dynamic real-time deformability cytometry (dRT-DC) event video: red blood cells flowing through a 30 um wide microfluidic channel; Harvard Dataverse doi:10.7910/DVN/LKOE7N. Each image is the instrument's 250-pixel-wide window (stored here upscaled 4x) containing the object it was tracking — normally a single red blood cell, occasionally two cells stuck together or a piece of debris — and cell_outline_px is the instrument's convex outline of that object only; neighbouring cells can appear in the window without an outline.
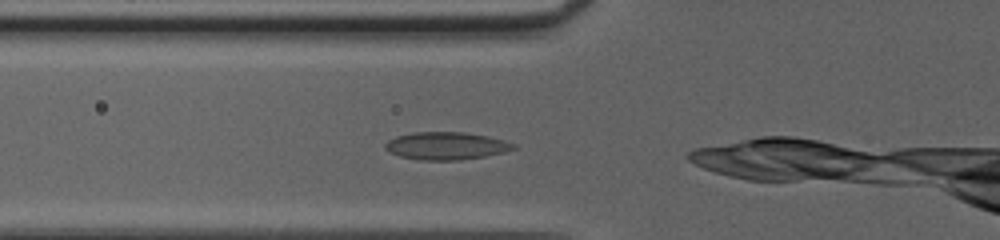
{"species": "common noctule bat (a hibernating species)", "species_latin": "Nyctalus noctula", "temperature_condition": "cold", "stored_images_in_passage": 19, "camera_frame_rate_fps": 3000, "um_per_image_px": 0.085, "animal": {"sex": "female", "body_mass_g": 20.0, "forearm_length_mm": 54.0}, "frame": {"image": 1, "passage_image": 3, "time_ms": 0.667, "image_size_px": [1000, 240], "cell_outline_px": [[516, 148], [504, 152], [484, 156], [460, 160], [416, 160], [400, 156], [388, 152], [384, 148], [384, 144], [388, 140], [396, 136], [412, 132], [464, 132], [488, 136], [504, 140], [516, 144]], "centroid_in_image_um": [37.89, 12.39], "position_along_channel_um": 87.9, "area_um2": 20.81}}
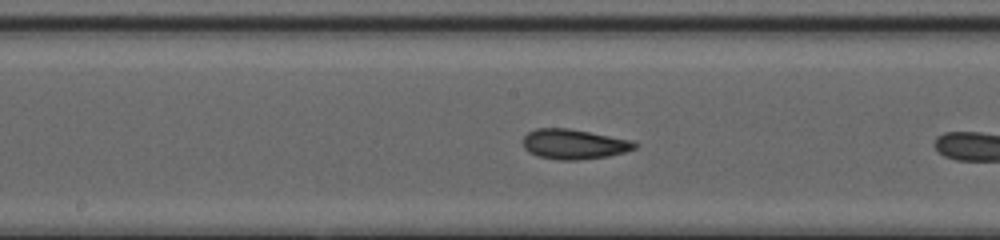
{"frame": {"image": 2, "passage_image": 11, "time_ms": 3.333, "image_size_px": [1000, 240], "cell_outline_px": [[640, 144], [636, 148], [624, 152], [608, 156], [580, 160], [560, 160], [540, 156], [528, 152], [524, 148], [524, 136], [528, 132], [536, 128], [568, 128], [632, 140]], "centroid_in_image_um": [48.81, 12.25], "position_along_channel_um": 199.4, "area_um2": 19.48}}
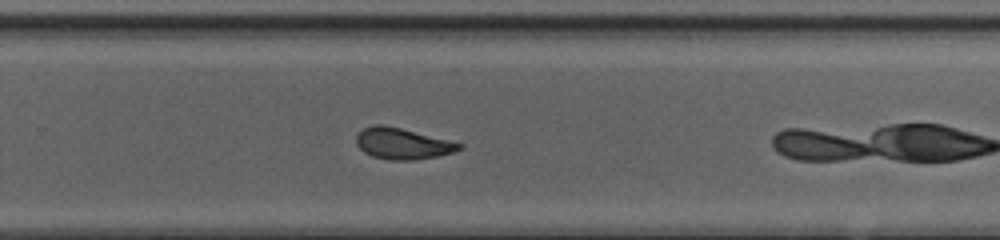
{"frame": {"image": 3, "passage_image": 18, "time_ms": 5.667, "image_size_px": [1000, 240], "cell_outline_px": [[464, 148], [452, 152], [436, 156], [412, 160], [388, 160], [372, 156], [364, 152], [356, 144], [356, 136], [364, 128], [376, 124], [384, 124], [464, 144]], "centroid_in_image_um": [34.2, 12.21], "position_along_channel_um": 295.6, "area_um2": 18.5}}